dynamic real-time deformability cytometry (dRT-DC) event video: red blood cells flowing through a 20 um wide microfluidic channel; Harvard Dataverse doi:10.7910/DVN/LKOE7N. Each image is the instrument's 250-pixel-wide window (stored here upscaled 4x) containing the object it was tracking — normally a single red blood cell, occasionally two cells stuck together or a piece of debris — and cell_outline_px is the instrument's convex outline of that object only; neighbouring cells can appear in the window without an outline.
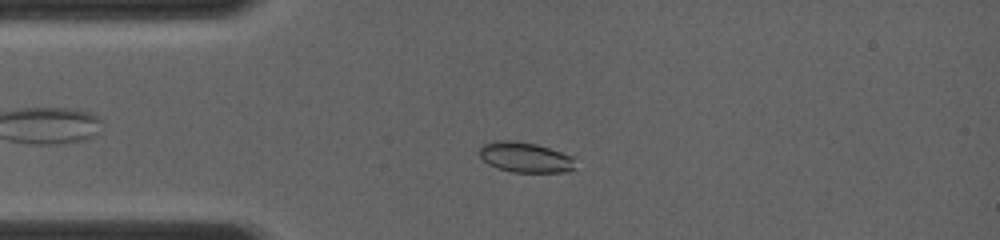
{"species": "common noctule bat (a hibernating species)", "species_latin": "Nyctalus noctula", "temperature_condition": "room temperature", "stored_images_in_passage": 40, "camera_frame_rate_fps": 4000, "um_per_image_px": 0.085, "animal": {"sex": "female", "body_mass_g": 19.0, "forearm_length_mm": 56.7}, "frame": {"image": 1, "passage_image": 17, "time_ms": 3.25, "image_size_px": [1000, 240], "cell_outline_px": [[572, 168], [568, 172], [512, 172], [496, 168], [488, 164], [476, 152], [484, 144], [492, 140], [512, 140], [536, 144], [572, 156]], "centroid_in_image_um": [44.55, 13.36], "position_along_channel_um": 40.4, "area_um2": 16.82}}
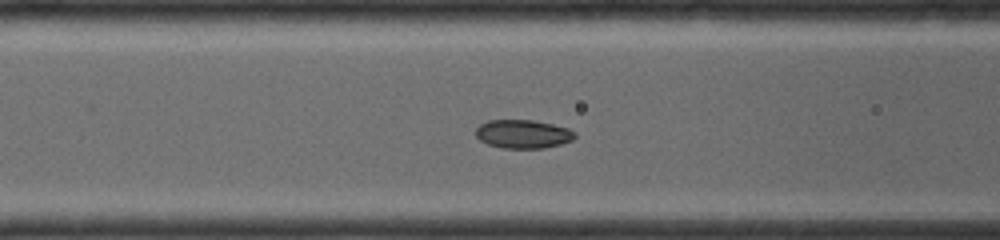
{"frame": {"image": 2, "passage_image": 27, "time_ms": 5.5, "image_size_px": [1000, 240], "cell_outline_px": [[576, 136], [572, 140], [560, 144], [544, 148], [504, 148], [488, 144], [480, 140], [476, 136], [476, 128], [480, 124], [488, 120], [532, 120], [552, 124], [568, 128], [576, 132]], "centroid_in_image_um": [44.46, 11.39], "position_along_channel_um": 122.1, "area_um2": 16.47}}
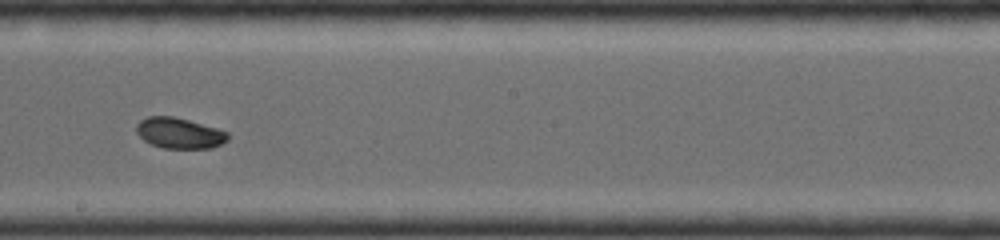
{"frame": {"image": 3, "passage_image": 39, "time_ms": 8.0, "image_size_px": [1000, 240], "cell_outline_px": [[228, 140], [212, 148], [164, 148], [152, 144], [144, 140], [136, 132], [136, 124], [140, 120], [148, 116], [172, 116], [188, 120], [216, 128], [228, 132]], "centroid_in_image_um": [15.23, 11.31], "position_along_channel_um": 233.0, "area_um2": 16.24}}